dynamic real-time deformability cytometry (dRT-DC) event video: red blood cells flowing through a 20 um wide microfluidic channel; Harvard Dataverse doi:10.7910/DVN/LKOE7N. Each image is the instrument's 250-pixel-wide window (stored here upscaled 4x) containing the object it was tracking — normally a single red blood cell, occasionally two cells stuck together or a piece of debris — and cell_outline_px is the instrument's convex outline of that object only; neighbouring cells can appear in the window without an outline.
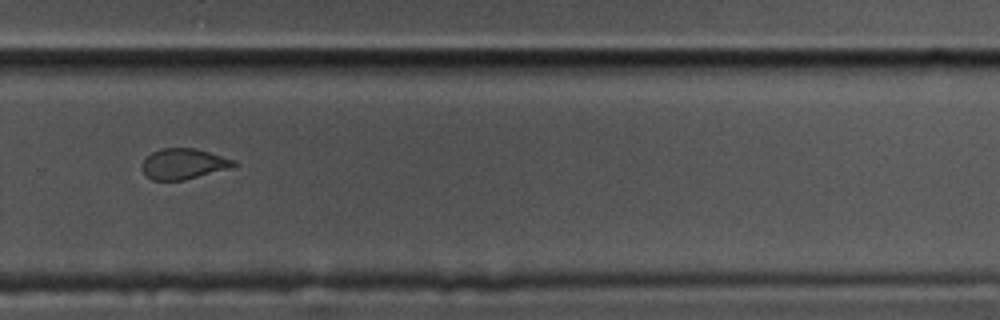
{"species": "common noctule bat (a hibernating species)", "species_latin": "Nyctalus noctula", "temperature_condition": "cold", "stored_images_in_passage": 29, "camera_frame_rate_fps": 3000, "um_per_image_px": 0.085, "animal": {"sex": "male", "body_mass_g": 17.5, "forearm_length_mm": 52.3}, "frame": {"image": 1, "passage_image": 21, "time_ms": 6.667, "image_size_px": [1000, 320], "cell_outline_px": [[236, 164], [232, 168], [184, 180], [152, 180], [144, 176], [140, 168], [140, 164], [152, 152], [160, 148], [196, 148], [236, 160]], "centroid_in_image_um": [15.57, 13.93], "position_along_channel_um": 314.2, "area_um2": 16.65}}